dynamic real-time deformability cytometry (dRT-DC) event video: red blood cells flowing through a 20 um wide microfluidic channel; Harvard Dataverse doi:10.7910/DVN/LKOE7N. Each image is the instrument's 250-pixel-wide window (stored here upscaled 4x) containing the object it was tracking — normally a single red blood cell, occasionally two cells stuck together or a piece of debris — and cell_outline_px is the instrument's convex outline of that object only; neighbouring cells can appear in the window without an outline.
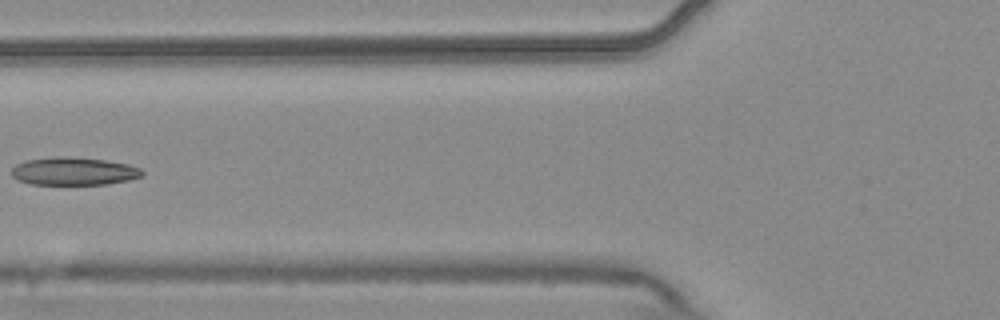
{"species": "common noctule bat (a hibernating species)", "species_latin": "Nyctalus noctula", "temperature_condition": "warm", "stored_images_in_passage": 6, "camera_frame_rate_fps": 3000, "um_per_image_px": 0.085, "animal": {"sex": "male", "body_mass_g": 20.4}, "frame": {"image": 1, "passage_image": 6, "time_ms": 1.667, "image_size_px": [1000, 320], "cell_outline_px": [[144, 172], [140, 176], [128, 180], [108, 184], [32, 184], [16, 180], [12, 176], [12, 168], [16, 164], [28, 160], [56, 156], [64, 156], [108, 160], [128, 164], [140, 168]], "centroid_in_image_um": [6.26, 14.55], "position_along_channel_um": 119.5, "area_um2": 21.21}}